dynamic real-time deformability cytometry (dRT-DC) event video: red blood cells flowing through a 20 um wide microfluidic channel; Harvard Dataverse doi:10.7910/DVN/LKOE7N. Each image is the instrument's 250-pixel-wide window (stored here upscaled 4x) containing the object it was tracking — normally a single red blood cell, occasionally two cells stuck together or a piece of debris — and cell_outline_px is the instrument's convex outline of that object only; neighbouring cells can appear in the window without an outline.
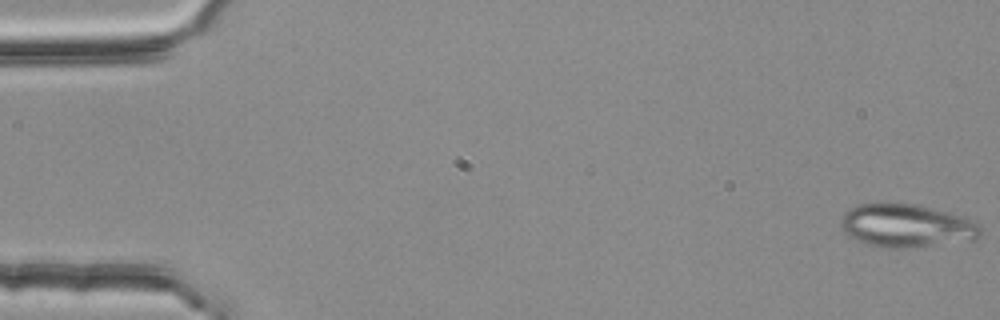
{"species": "common noctule bat (a hibernating species)", "species_latin": "Nyctalus noctula", "temperature_condition": "room temperature", "stored_images_in_passage": 55, "camera_frame_rate_fps": 3000, "um_per_image_px": 0.085, "animal": {"sex": "female", "body_mass_g": 25.1}, "frame": {"image": 1, "passage_image": 1, "time_ms": 0.0, "image_size_px": [1000, 320], "cell_outline_px": [[980, 236], [976, 240], [904, 248], [888, 248], [868, 244], [856, 240], [848, 236], [840, 228], [840, 220], [844, 212], [848, 208], [860, 204], [916, 204], [964, 216], [976, 224], [980, 228]], "centroid_in_image_um": [77.02, 19.19], "position_along_channel_um": 8.0, "area_um2": 35.03}}
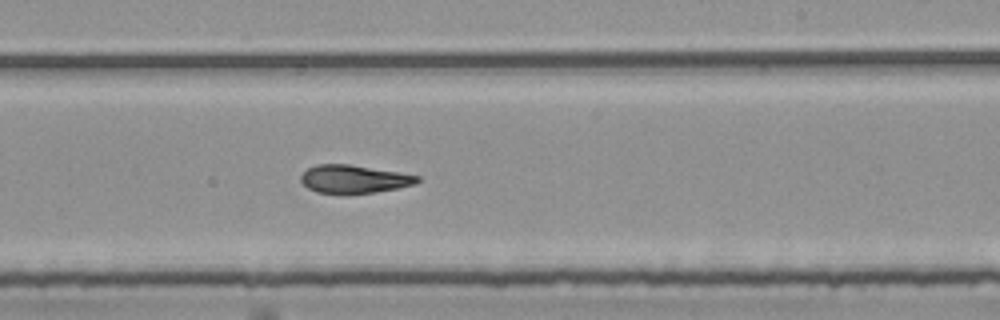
{"frame": {"image": 2, "passage_image": 33, "time_ms": 10.667, "image_size_px": [1000, 320], "cell_outline_px": [[420, 180], [416, 184], [376, 192], [348, 196], [316, 192], [308, 188], [300, 180], [300, 176], [308, 168], [316, 164], [348, 164], [420, 176]], "centroid_in_image_um": [30.05, 15.26], "position_along_channel_um": 259.0, "area_um2": 19.42}}
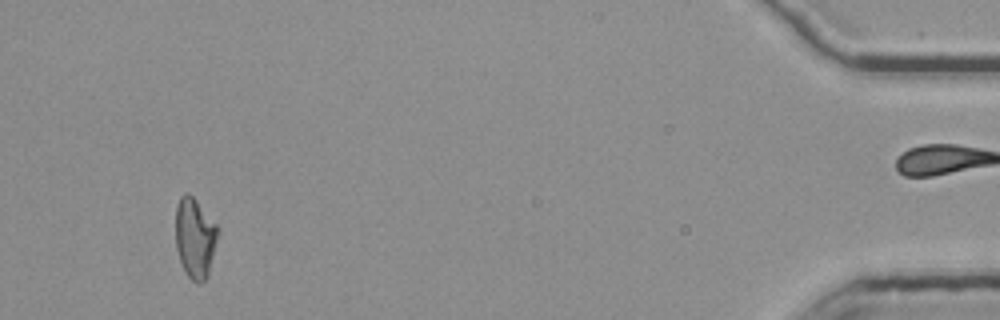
{"frame": {"image": 3, "passage_image": 52, "time_ms": 17.0, "image_size_px": [1000, 320], "cell_outline_px": [[220, 232], [208, 276], [200, 284], [196, 284], [188, 276], [180, 260], [176, 248], [176, 204], [180, 196], [184, 192], [188, 192], [196, 200], [220, 228]], "centroid_in_image_um": [16.59, 20.21], "position_along_channel_um": 418.6, "area_um2": 20.06}, "authors_computed_cell_mechanics": {"area_um2": 20.0566, "velocity_mm_per_s": 3.7631, "shape_relaxation_time_tau1_ms": null, "shape_relaxation_time_tau2_ms": 5.9318, "deformation_change_tau1": null, "deformation_change_tau2": 0.1253}}